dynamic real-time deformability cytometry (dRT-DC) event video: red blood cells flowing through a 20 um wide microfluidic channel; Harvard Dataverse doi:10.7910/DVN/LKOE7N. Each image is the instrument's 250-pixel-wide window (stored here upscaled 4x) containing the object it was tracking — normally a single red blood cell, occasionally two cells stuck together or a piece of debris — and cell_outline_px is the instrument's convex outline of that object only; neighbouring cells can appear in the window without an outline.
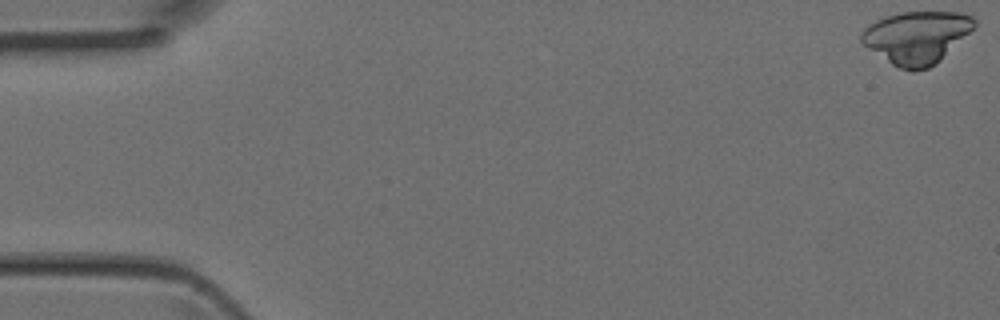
{"species": "Egyptian fruit bat (a non-hibernating species)", "species_latin": "Rousettus aegyptiacus", "temperature_condition": "room temperature", "stored_images_in_passage": 6, "camera_frame_rate_fps": 3000, "um_per_image_px": 0.085, "animal": {"sex": "female"}, "frame": {"image": 1, "passage_image": 1, "time_ms": 0.0, "image_size_px": [1000, 320], "cell_outline_px": [[976, 24], [936, 64], [928, 68], [912, 72], [900, 68], [892, 64], [860, 44], [860, 32], [864, 28], [876, 20], [900, 12], [960, 12], [972, 16], [976, 20]], "centroid_in_image_um": [77.86, 3.17], "position_along_channel_um": 7.1, "area_um2": 34.33}}
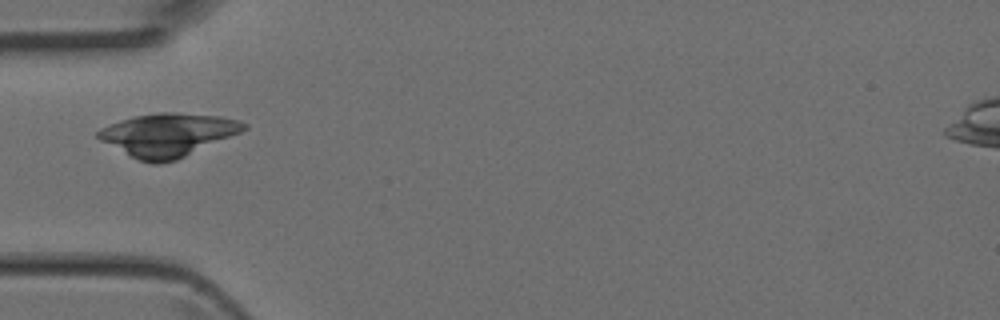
{"frame": {"image": 2, "passage_image": 5, "time_ms": 1.333, "image_size_px": [1000, 320], "cell_outline_px": [[248, 128], [240, 132], [176, 160], [160, 164], [152, 164], [140, 160], [100, 140], [96, 136], [96, 132], [100, 128], [120, 120], [136, 116], [156, 112], [176, 112], [220, 116], [240, 120], [248, 124]], "centroid_in_image_um": [14.28, 11.44], "position_along_channel_um": 70.7, "area_um2": 36.3}}
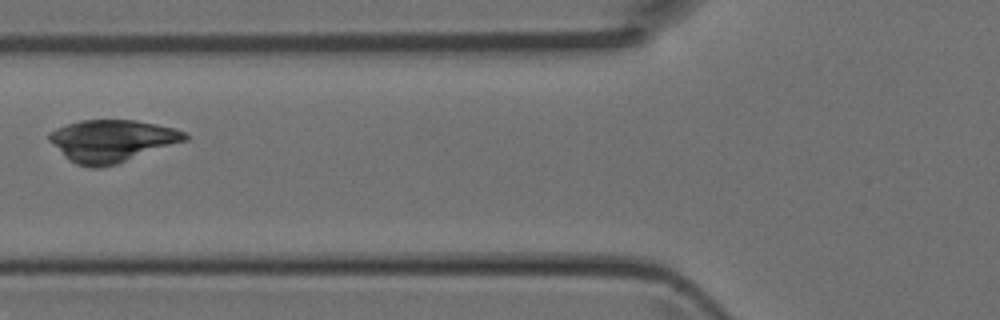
{"frame": {"image": 3, "passage_image": 6, "time_ms": 1.667, "image_size_px": [1000, 320], "cell_outline_px": [[188, 140], [116, 164], [100, 168], [92, 168], [76, 164], [64, 156], [48, 140], [48, 136], [56, 128], [80, 120], [136, 120], [156, 124], [188, 132]], "centroid_in_image_um": [9.52, 11.97], "position_along_channel_um": 116.3, "area_um2": 33.23}}